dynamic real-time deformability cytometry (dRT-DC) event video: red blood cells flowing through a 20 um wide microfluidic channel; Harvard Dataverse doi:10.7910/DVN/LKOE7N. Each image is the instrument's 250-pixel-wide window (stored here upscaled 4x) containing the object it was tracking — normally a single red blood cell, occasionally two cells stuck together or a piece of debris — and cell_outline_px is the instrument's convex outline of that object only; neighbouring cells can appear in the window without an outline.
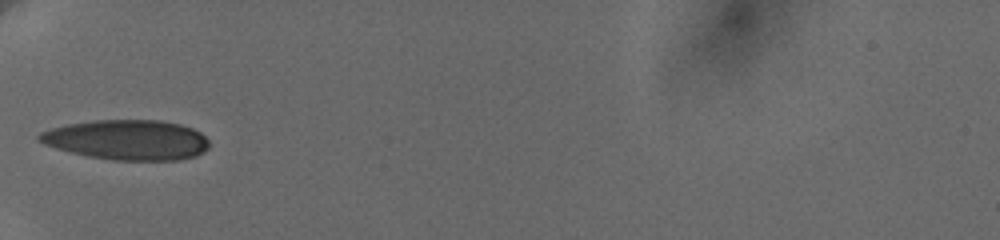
{"species": "human", "species_latin": "Homo sapiens", "temperature_condition": "cold", "stored_images_in_passage": 2, "camera_frame_rate_fps": 3000, "um_per_image_px": 0.085, "donor": {"sex": "female"}, "frame": {"image": 1, "passage_image": 1, "time_ms": 0.0, "image_size_px": [1000, 240], "cell_outline_px": [[208, 148], [204, 152], [196, 156], [176, 160], [112, 160], [88, 156], [56, 148], [44, 144], [36, 140], [36, 136], [40, 132], [52, 128], [68, 124], [96, 120], [160, 120], [180, 124], [192, 128], [200, 132], [208, 140]], "centroid_in_image_um": [10.81, 11.89], "position_along_channel_um": 74.2, "area_um2": 39.65}}